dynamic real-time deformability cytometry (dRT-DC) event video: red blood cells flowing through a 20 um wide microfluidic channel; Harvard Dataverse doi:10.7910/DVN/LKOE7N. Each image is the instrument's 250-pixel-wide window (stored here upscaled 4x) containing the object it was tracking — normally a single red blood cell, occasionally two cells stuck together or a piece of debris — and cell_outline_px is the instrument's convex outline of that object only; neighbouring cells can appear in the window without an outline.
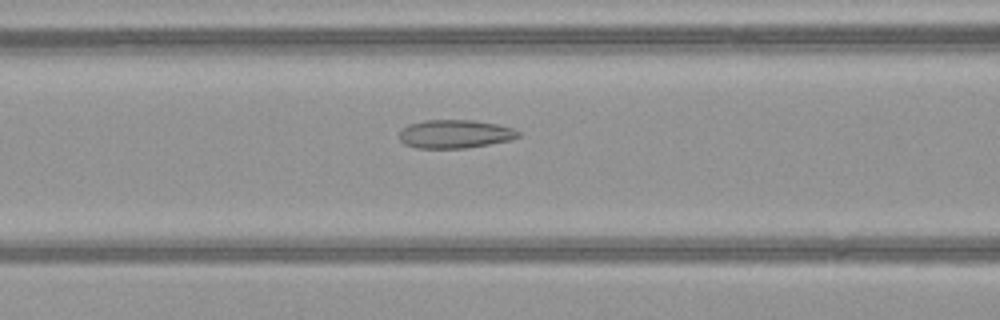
{"species": "common noctule bat (a hibernating species)", "species_latin": "Nyctalus noctula", "temperature_condition": "warm", "stored_images_in_passage": 49, "camera_frame_rate_fps": 3000, "um_per_image_px": 0.085, "animal": {"sex": "female", "body_mass_g": 21.9}, "frame": {"image": 1, "passage_image": 22, "time_ms": 7.0, "image_size_px": [1000, 320], "cell_outline_px": [[520, 136], [508, 140], [488, 144], [464, 148], [416, 148], [404, 144], [400, 140], [400, 132], [408, 124], [424, 120], [476, 120], [496, 124], [512, 128], [520, 132]], "centroid_in_image_um": [38.65, 11.38], "position_along_channel_um": 128.0, "area_um2": 19.59}}
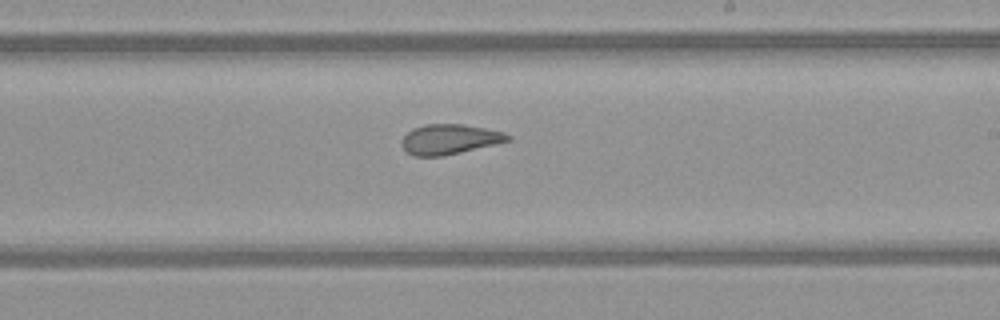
{"frame": {"image": 2, "passage_image": 31, "time_ms": 10.0, "image_size_px": [1000, 320], "cell_outline_px": [[512, 140], [496, 144], [444, 156], [412, 156], [404, 152], [400, 144], [400, 140], [412, 128], [424, 124], [464, 124], [504, 132], [512, 136]], "centroid_in_image_um": [38.17, 11.84], "position_along_channel_um": 250.8, "area_um2": 18.9}}
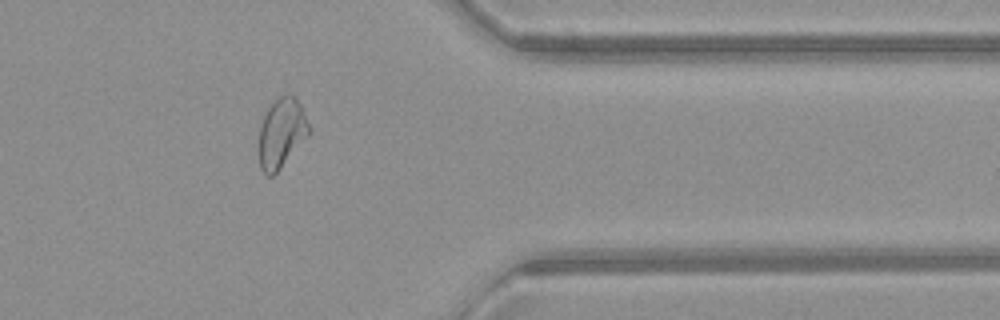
{"frame": {"image": 3, "passage_image": 42, "time_ms": 13.667, "image_size_px": [1000, 320], "cell_outline_px": [[312, 128], [308, 136], [280, 168], [272, 176], [268, 176], [260, 168], [256, 152], [260, 124], [268, 108], [276, 96], [288, 92], [296, 96]], "centroid_in_image_um": [23.9, 11.27], "position_along_channel_um": 387.5, "area_um2": 21.04}}